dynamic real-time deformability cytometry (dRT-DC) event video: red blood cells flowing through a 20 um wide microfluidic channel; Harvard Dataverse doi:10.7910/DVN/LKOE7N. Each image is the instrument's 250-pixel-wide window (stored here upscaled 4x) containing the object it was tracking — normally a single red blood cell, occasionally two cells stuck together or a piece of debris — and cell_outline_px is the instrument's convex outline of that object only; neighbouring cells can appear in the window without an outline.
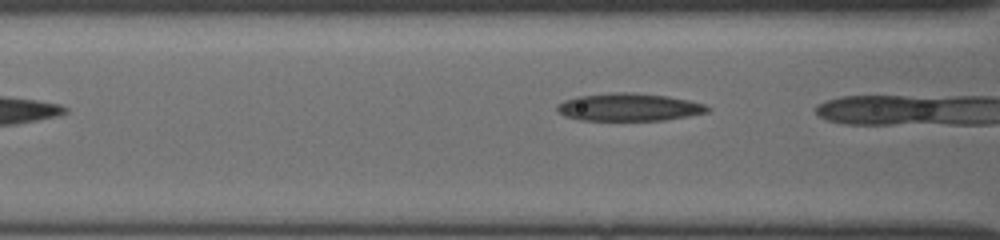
{"species": "common noctule bat (a hibernating species)", "species_latin": "Nyctalus noctula", "temperature_condition": "cold", "stored_images_in_passage": 6, "segment_of_instrument_passage": [2, 2], "camera_frame_rate_fps": 3000, "um_per_image_px": 0.085, "animal": {"sex": "female", "body_mass_g": 19.5, "forearm_length_mm": 54.1}, "frame": {"image": 1, "passage_image": 6, "time_ms": 3.667, "image_size_px": [1000, 240], "cell_outline_px": [[712, 108], [708, 112], [688, 116], [664, 120], [580, 120], [564, 116], [556, 112], [556, 104], [564, 100], [576, 96], [612, 92], [632, 92], [668, 96], [688, 100], [704, 104]], "centroid_in_image_um": [53.42, 9.1], "position_along_channel_um": 113.2, "area_um2": 24.51}}